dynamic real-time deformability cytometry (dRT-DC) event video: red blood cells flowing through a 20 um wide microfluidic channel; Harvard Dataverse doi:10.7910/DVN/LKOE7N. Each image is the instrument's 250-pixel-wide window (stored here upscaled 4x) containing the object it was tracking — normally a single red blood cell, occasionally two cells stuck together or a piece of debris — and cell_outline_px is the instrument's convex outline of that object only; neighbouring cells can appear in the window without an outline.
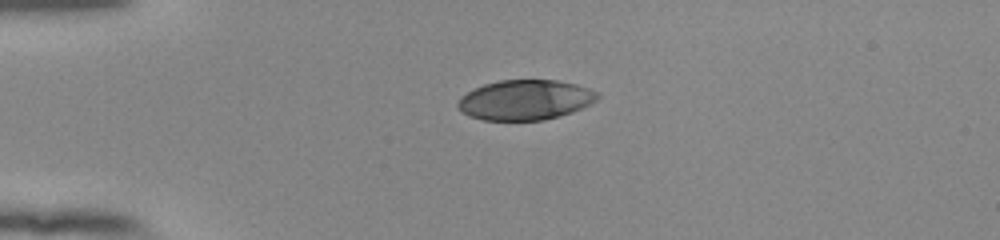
{"species": "human", "species_latin": "Homo sapiens", "temperature_condition": "room temperature", "stored_images_in_passage": 41, "camera_frame_rate_fps": 3000, "um_per_image_px": 0.085, "donor": {"sex": "female"}, "frame": {"image": 1, "passage_image": 1, "time_ms": 0.0, "image_size_px": [1000, 240], "cell_outline_px": [[600, 96], [596, 100], [572, 112], [560, 116], [544, 120], [480, 120], [468, 116], [460, 112], [456, 104], [460, 96], [484, 84], [500, 80], [556, 80], [576, 84], [588, 88], [596, 92]], "centroid_in_image_um": [44.59, 8.5], "position_along_channel_um": 40.4, "area_um2": 32.6}}
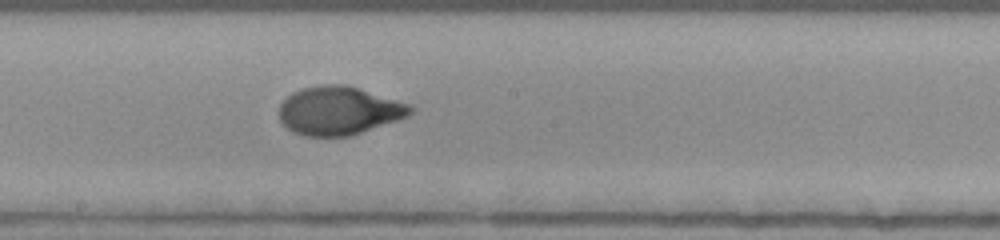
{"frame": {"image": 2, "passage_image": 18, "time_ms": 5.667, "image_size_px": [1000, 240], "cell_outline_px": [[416, 108], [408, 116], [348, 136], [304, 136], [292, 132], [280, 120], [280, 104], [292, 92], [304, 88], [324, 84], [348, 84], [412, 104]], "centroid_in_image_um": [28.84, 9.39], "position_along_channel_um": 219.4, "area_um2": 37.05}}
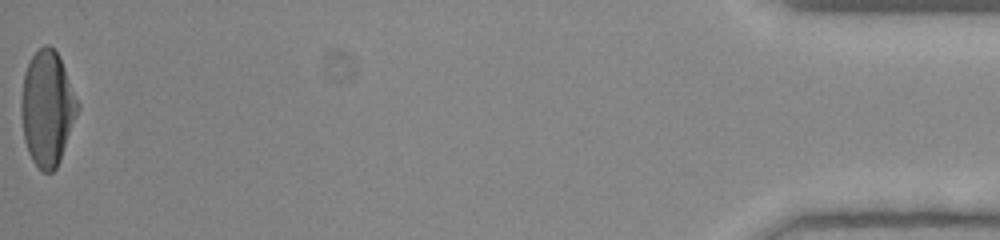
{"frame": {"image": 3, "passage_image": 41, "time_ms": 13.333, "image_size_px": [1000, 240], "cell_outline_px": [[80, 108], [60, 160], [56, 168], [52, 172], [44, 172], [32, 160], [28, 152], [24, 140], [20, 116], [20, 104], [24, 72], [32, 56], [44, 44], [48, 44], [60, 56], [80, 104]], "centroid_in_image_um": [4.02, 9.19], "position_along_channel_um": 431.2, "area_um2": 38.03}, "authors_computed_cell_mechanics": {"area_um2": 36.8764, "velocity_mm_per_s": 3.9244, "shape_relaxation_time_tau1_ms": 4.1396, "shape_relaxation_time_tau2_ms": null, "deformation_change_tau1": 0.1915, "deformation_change_tau2": null}}